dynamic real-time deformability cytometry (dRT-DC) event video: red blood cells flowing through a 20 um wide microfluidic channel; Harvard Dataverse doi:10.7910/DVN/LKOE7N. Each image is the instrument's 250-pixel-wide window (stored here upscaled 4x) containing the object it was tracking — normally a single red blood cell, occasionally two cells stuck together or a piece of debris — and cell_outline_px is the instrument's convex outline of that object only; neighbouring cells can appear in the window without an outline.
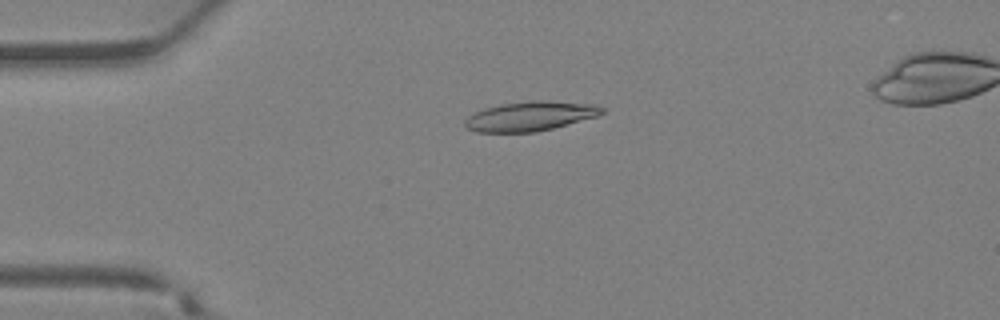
{"species": "Egyptian fruit bat (a non-hibernating species)", "species_latin": "Rousettus aegyptiacus", "temperature_condition": "warm", "stored_images_in_passage": 39, "camera_frame_rate_fps": 3000, "um_per_image_px": 0.085, "animal": {"sex": "female"}, "frame": {"image": 1, "passage_image": 10, "time_ms": 3.0, "image_size_px": [1000, 320], "cell_outline_px": [[604, 112], [596, 116], [552, 128], [536, 132], [476, 132], [468, 128], [464, 124], [464, 120], [468, 116], [484, 108], [500, 104], [540, 100], [548, 100], [596, 104], [604, 108]], "centroid_in_image_um": [45.06, 9.87], "position_along_channel_um": 39.9, "area_um2": 23.41}}
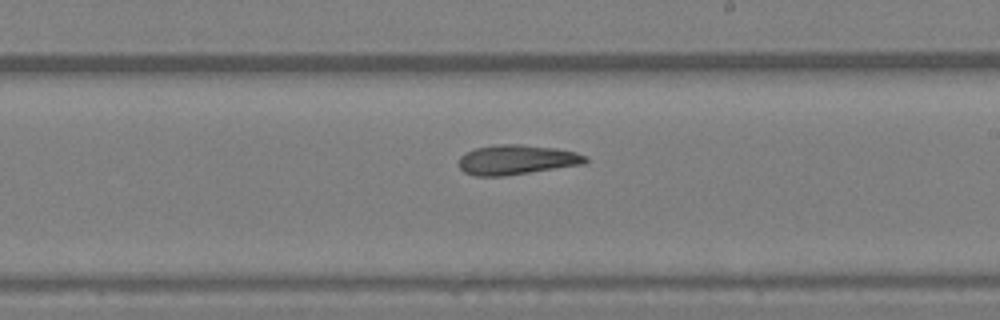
{"frame": {"image": 2, "passage_image": 23, "time_ms": 7.333, "image_size_px": [1000, 320], "cell_outline_px": [[588, 160], [584, 164], [504, 176], [476, 176], [464, 172], [460, 168], [460, 156], [476, 148], [504, 144], [520, 144], [556, 148], [576, 152], [588, 156]], "centroid_in_image_um": [43.95, 13.58], "position_along_channel_um": 245.0, "area_um2": 21.79}}
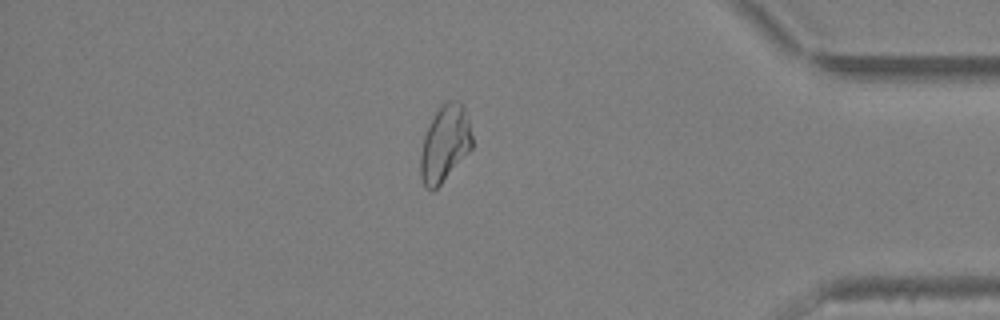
{"frame": {"image": 3, "passage_image": 33, "time_ms": 10.667, "image_size_px": [1000, 320], "cell_outline_px": [[472, 148], [440, 184], [432, 192], [424, 184], [420, 176], [420, 152], [424, 136], [440, 104], [444, 100], [460, 100], [464, 108], [468, 120], [472, 136]], "centroid_in_image_um": [37.8, 12.18], "position_along_channel_um": 397.4, "area_um2": 22.77}}